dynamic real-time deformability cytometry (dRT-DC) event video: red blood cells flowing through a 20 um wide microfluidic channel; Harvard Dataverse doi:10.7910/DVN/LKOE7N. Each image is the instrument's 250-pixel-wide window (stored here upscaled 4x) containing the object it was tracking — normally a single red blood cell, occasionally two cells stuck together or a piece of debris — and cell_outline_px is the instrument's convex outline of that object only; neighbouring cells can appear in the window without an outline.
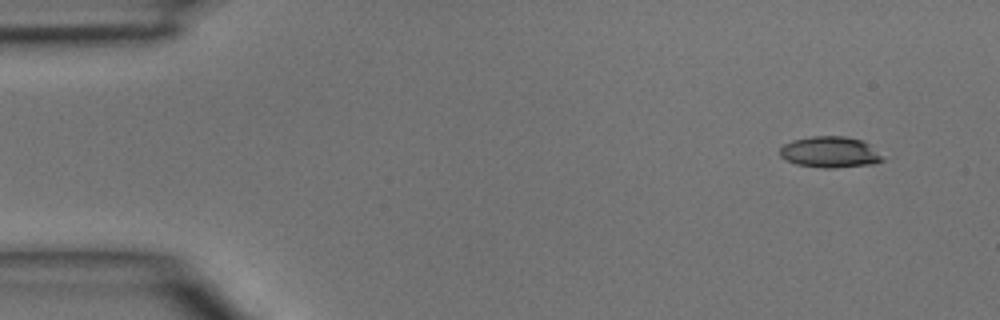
{"species": "common noctule bat (a hibernating species)", "species_latin": "Nyctalus noctula", "temperature_condition": "room temperature", "stored_images_in_passage": 3, "camera_frame_rate_fps": 3000, "um_per_image_px": 0.085, "animal": {"sex": "male", "body_mass_g": 15.6}, "frame": {"image": 1, "passage_image": 1, "time_ms": 0.0, "image_size_px": [1000, 320], "cell_outline_px": [[884, 160], [872, 164], [832, 168], [824, 168], [796, 164], [780, 156], [780, 148], [784, 144], [792, 140], [812, 136], [844, 136], [860, 140], [868, 144]], "centroid_in_image_um": [70.5, 12.93], "position_along_channel_um": 14.5, "area_um2": 18.26}}
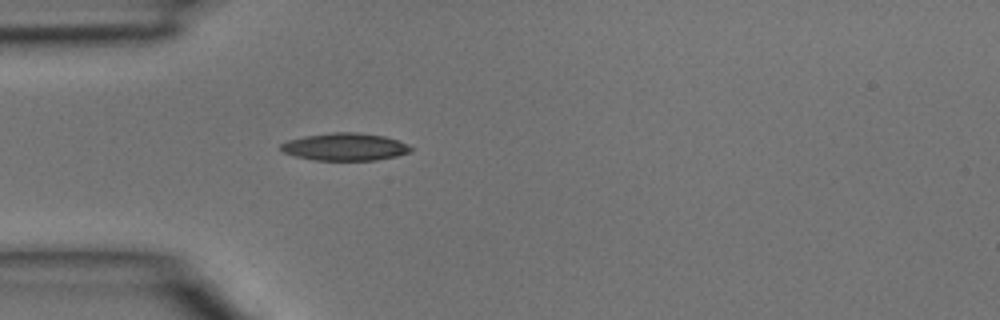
{"frame": {"image": 2, "passage_image": 3, "time_ms": 0.667, "image_size_px": [1000, 320], "cell_outline_px": [[412, 148], [408, 152], [396, 156], [376, 160], [316, 160], [296, 156], [284, 152], [280, 148], [280, 144], [288, 140], [304, 136], [332, 132], [356, 132], [384, 136], [400, 140]], "centroid_in_image_um": [29.32, 12.47], "position_along_channel_um": 55.7, "area_um2": 20.69}}